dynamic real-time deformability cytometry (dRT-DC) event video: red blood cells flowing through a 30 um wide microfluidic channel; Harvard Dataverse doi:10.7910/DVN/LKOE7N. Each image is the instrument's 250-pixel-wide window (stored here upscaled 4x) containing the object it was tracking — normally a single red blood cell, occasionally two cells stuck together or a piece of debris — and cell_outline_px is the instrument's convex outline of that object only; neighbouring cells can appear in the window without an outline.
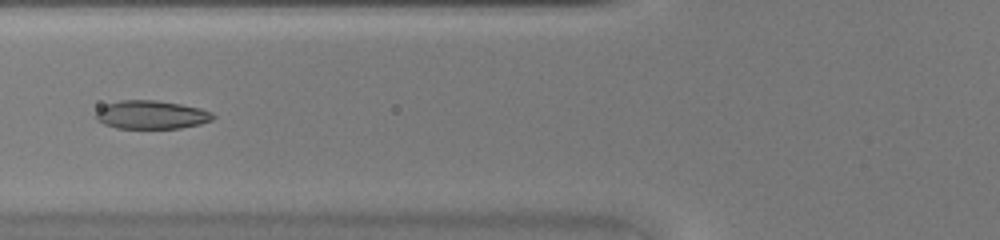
{"species": "common noctule bat (a hibernating species)", "species_latin": "Nyctalus noctula", "temperature_condition": "warm", "stored_images_in_passage": 46, "camera_frame_rate_fps": 3000, "um_per_image_px": 0.085, "animal": {"sex": "female", "body_mass_g": 20.0, "forearm_length_mm": 54.0}, "frame": {"image": 1, "passage_image": 19, "time_ms": 6.0, "image_size_px": [1000, 240], "cell_outline_px": [[216, 116], [212, 120], [200, 124], [180, 128], [116, 128], [104, 124], [96, 120], [96, 112], [104, 104], [120, 100], [156, 100], [180, 104], [200, 108], [212, 112]], "centroid_in_image_um": [12.86, 9.75], "position_along_channel_um": 112.9, "area_um2": 19.48}}
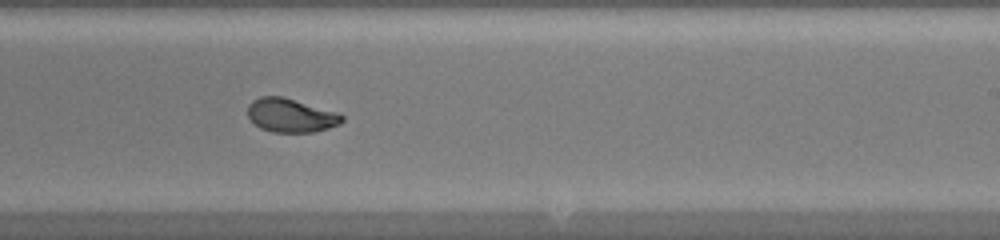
{"frame": {"image": 2, "passage_image": 29, "time_ms": 9.333, "image_size_px": [1000, 240], "cell_outline_px": [[344, 120], [340, 124], [328, 128], [312, 132], [272, 132], [260, 128], [248, 116], [248, 104], [252, 100], [260, 96], [284, 96], [340, 112], [344, 116]], "centroid_in_image_um": [24.75, 9.79], "position_along_channel_um": 264.2, "area_um2": 18.84}}
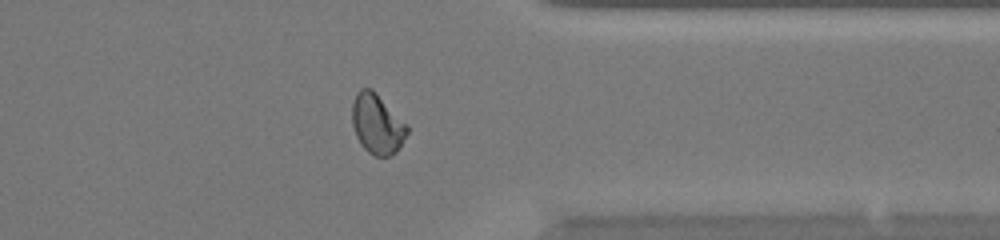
{"frame": {"image": 3, "passage_image": 37, "time_ms": 12.0, "image_size_px": [1000, 240], "cell_outline_px": [[408, 132], [396, 152], [388, 156], [376, 156], [368, 152], [360, 144], [356, 136], [352, 124], [352, 104], [356, 92], [360, 88], [372, 88], [408, 124]], "centroid_in_image_um": [32.05, 10.51], "position_along_channel_um": 379.4, "area_um2": 19.36}}